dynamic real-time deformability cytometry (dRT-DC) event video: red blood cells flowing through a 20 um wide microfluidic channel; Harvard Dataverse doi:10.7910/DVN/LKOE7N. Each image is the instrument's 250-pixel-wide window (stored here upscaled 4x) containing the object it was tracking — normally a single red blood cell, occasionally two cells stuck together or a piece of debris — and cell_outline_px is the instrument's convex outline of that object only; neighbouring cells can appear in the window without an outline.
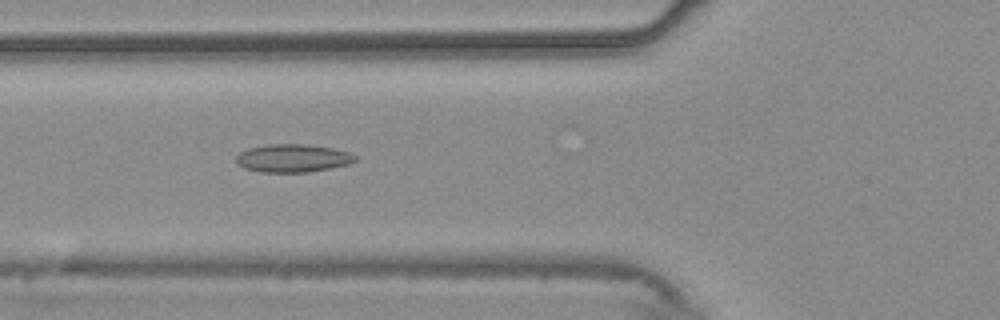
{"species": "common noctule bat (a hibernating species)", "species_latin": "Nyctalus noctula", "temperature_condition": "warm", "stored_images_in_passage": 37, "camera_frame_rate_fps": 3000, "um_per_image_px": 0.085, "animal": {"sex": "male", "body_mass_g": 20.4}, "frame": {"image": 1, "passage_image": 3, "time_ms": 0.667, "image_size_px": [1000, 320], "cell_outline_px": [[356, 160], [348, 164], [308, 172], [260, 172], [244, 168], [236, 164], [236, 156], [240, 152], [248, 148], [268, 144], [304, 144], [332, 148], [348, 152], [356, 156]], "centroid_in_image_um": [24.83, 13.44], "position_along_channel_um": 101.0, "area_um2": 19.36}}
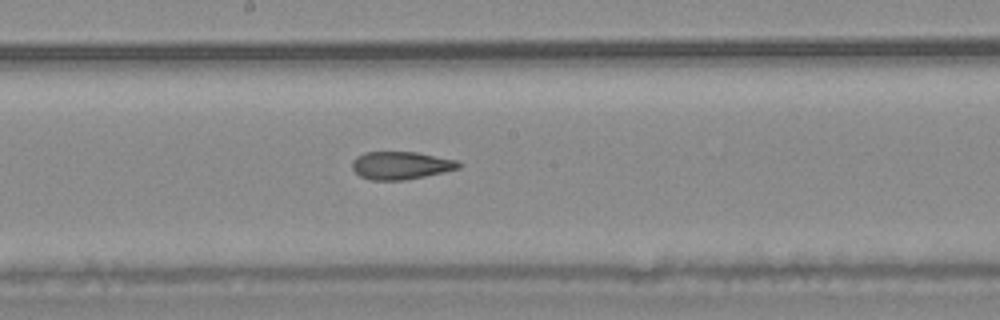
{"frame": {"image": 2, "passage_image": 12, "time_ms": 3.667, "image_size_px": [1000, 320], "cell_outline_px": [[464, 164], [460, 168], [444, 172], [404, 180], [368, 180], [360, 176], [352, 168], [352, 160], [356, 156], [364, 152], [416, 152], [456, 160]], "centroid_in_image_um": [34.07, 14.06], "position_along_channel_um": 214.1, "area_um2": 17.34}}
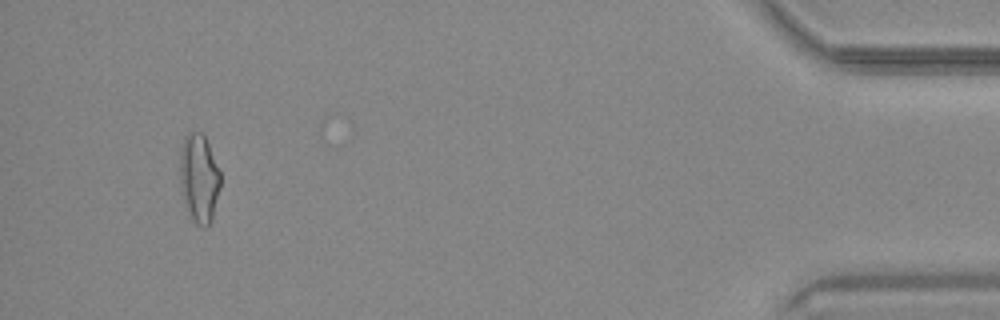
{"frame": {"image": 3, "passage_image": 34, "time_ms": 11.0, "image_size_px": [1000, 320], "cell_outline_px": [[220, 188], [212, 220], [204, 228], [196, 224], [180, 192], [180, 148], [184, 136], [188, 132], [200, 132], [204, 136], [208, 144], [220, 172]], "centroid_in_image_um": [16.91, 15.13], "position_along_channel_um": 418.3, "area_um2": 20.81}}